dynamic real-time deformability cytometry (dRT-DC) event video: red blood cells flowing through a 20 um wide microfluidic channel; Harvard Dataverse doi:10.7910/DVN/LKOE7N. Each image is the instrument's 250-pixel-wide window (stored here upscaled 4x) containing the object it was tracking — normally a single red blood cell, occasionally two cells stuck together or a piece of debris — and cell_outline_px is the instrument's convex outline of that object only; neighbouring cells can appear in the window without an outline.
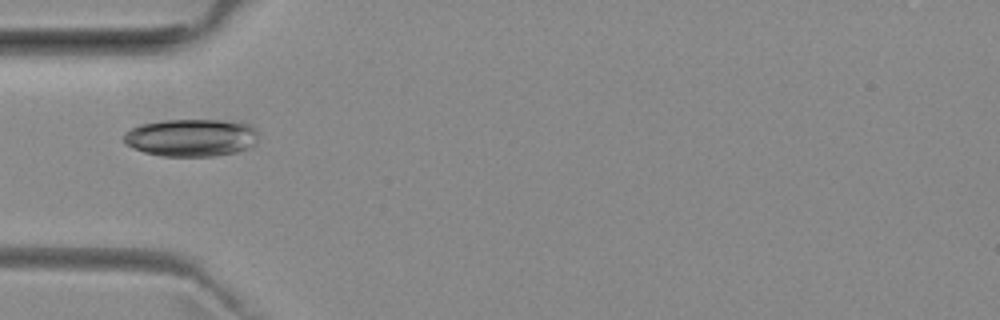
{"species": "common noctule bat (a hibernating species)", "species_latin": "Nyctalus noctula", "temperature_condition": "room temperature", "stored_images_in_passage": 36, "camera_frame_rate_fps": 3000, "um_per_image_px": 0.085, "animal": {"sex": "female", "body_mass_g": 29.2, "forearm_length_mm": 56.3}, "frame": {"image": 1, "passage_image": 1, "time_ms": 0.0, "image_size_px": [1000, 320], "cell_outline_px": [[256, 140], [252, 144], [236, 152], [212, 156], [160, 156], [144, 152], [124, 144], [124, 132], [140, 124], [164, 120], [240, 120], [248, 124], [256, 132]], "centroid_in_image_um": [16.21, 11.68], "position_along_channel_um": 68.8, "area_um2": 29.42}}
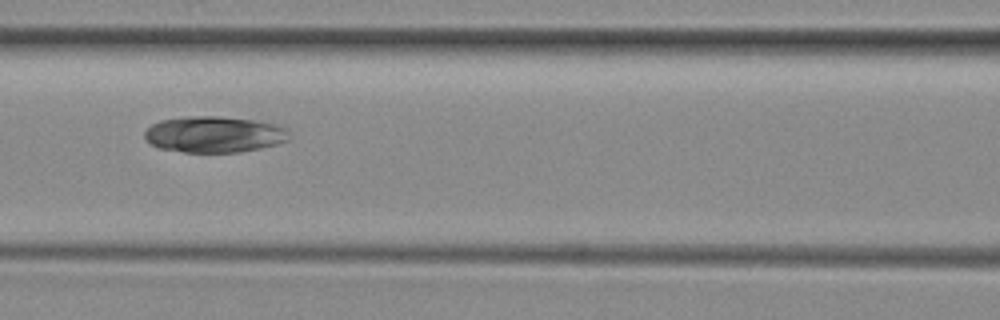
{"frame": {"image": 2, "passage_image": 7, "time_ms": 2.0, "image_size_px": [1000, 320], "cell_outline_px": [[288, 140], [276, 144], [260, 148], [240, 152], [184, 152], [160, 148], [148, 144], [144, 136], [144, 132], [152, 124], [160, 120], [188, 116], [220, 116], [256, 120], [280, 124], [288, 128]], "centroid_in_image_um": [18.21, 11.41], "position_along_channel_um": 148.4, "area_um2": 30.81}}
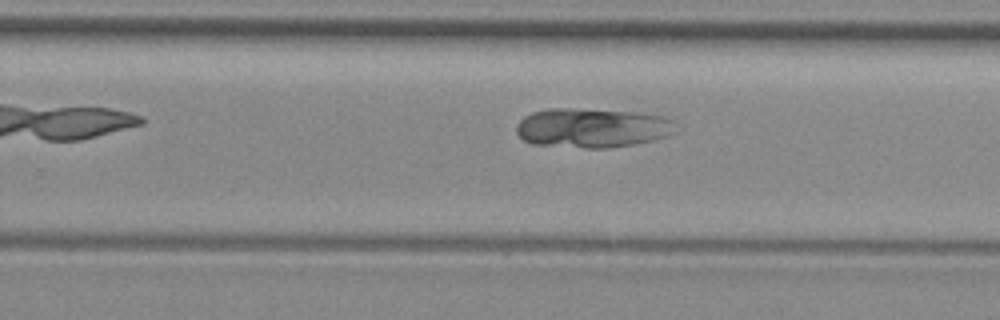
{"frame": {"image": 3, "passage_image": 17, "time_ms": 5.333, "image_size_px": [1000, 320], "cell_outline_px": [[672, 120], [668, 136], [652, 140], [632, 144], [608, 148], [584, 148], [532, 144], [524, 140], [516, 132], [516, 124], [524, 116], [532, 112], [548, 108], [568, 108], [636, 112], [664, 116]], "centroid_in_image_um": [50.23, 10.87], "position_along_channel_um": 279.6, "area_um2": 36.3}}